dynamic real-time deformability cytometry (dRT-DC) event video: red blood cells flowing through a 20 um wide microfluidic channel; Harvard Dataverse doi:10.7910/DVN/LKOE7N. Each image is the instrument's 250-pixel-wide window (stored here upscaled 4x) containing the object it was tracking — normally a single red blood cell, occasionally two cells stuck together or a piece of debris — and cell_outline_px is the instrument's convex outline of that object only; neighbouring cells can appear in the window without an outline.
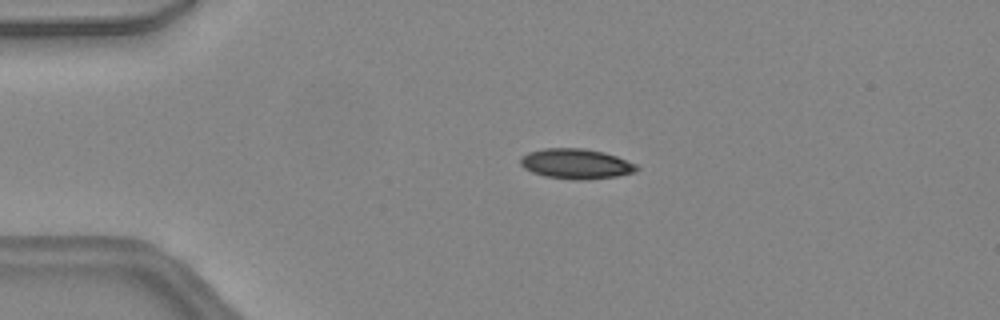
{"species": "common noctule bat (a hibernating species)", "species_latin": "Nyctalus noctula", "temperature_condition": "warm", "stored_images_in_passage": 42, "camera_frame_rate_fps": 3000, "um_per_image_px": 0.085, "animal": {"sex": "female", "body_mass_g": 24.6, "forearm_length_mm": 56.2}, "frame": {"image": 1, "passage_image": 6, "time_ms": 1.667, "image_size_px": [1000, 320], "cell_outline_px": [[640, 168], [636, 172], [616, 176], [580, 180], [576, 180], [544, 176], [532, 172], [524, 168], [520, 164], [520, 156], [528, 152], [544, 148], [584, 148], [604, 152], [616, 156], [636, 164]], "centroid_in_image_um": [48.95, 13.92], "position_along_channel_um": 36.1, "area_um2": 20.46}}
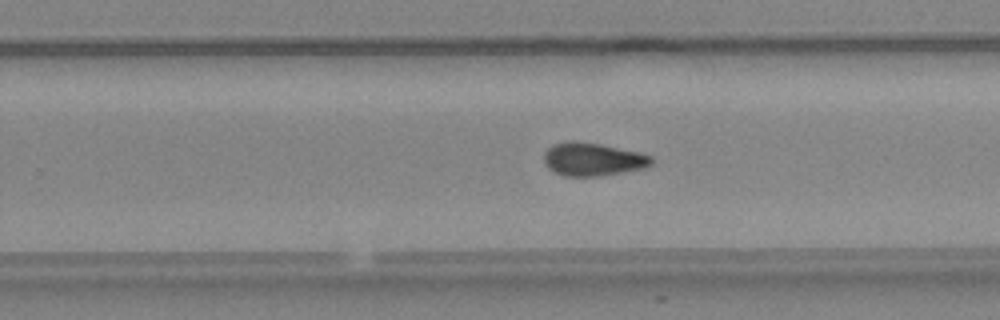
{"frame": {"image": 2, "passage_image": 25, "time_ms": 8.0, "image_size_px": [1000, 320], "cell_outline_px": [[652, 164], [644, 168], [600, 176], [564, 176], [548, 168], [544, 160], [544, 152], [552, 144], [564, 140], [572, 140], [600, 144], [640, 152], [652, 156]], "centroid_in_image_um": [50.37, 13.52], "position_along_channel_um": 279.4, "area_um2": 20.87}}
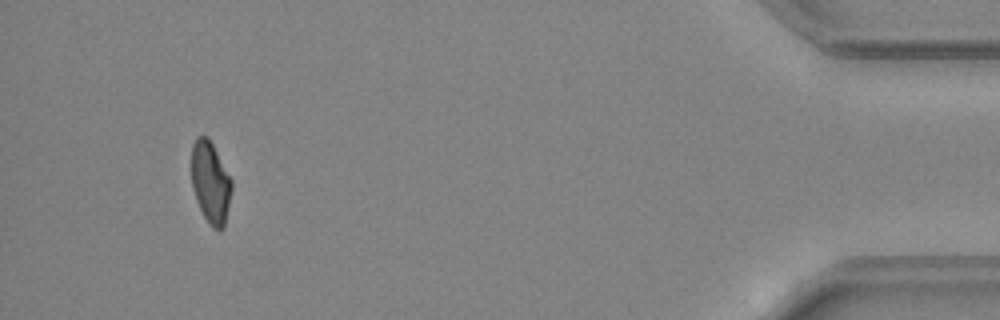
{"frame": {"image": 3, "passage_image": 39, "time_ms": 12.667, "image_size_px": [1000, 320], "cell_outline_px": [[232, 188], [224, 228], [220, 232], [212, 228], [204, 216], [196, 200], [192, 188], [192, 144], [196, 136], [208, 136], [232, 180]], "centroid_in_image_um": [17.89, 15.52], "position_along_channel_um": 417.3, "area_um2": 19.19}, "authors_computed_cell_mechanics": {"area_um2": 20.519, "velocity_mm_per_s": 4.5067, "shape_relaxation_time_tau1_ms": null, "shape_relaxation_time_tau2_ms": 3.5639, "deformation_change_tau1": null, "deformation_change_tau2": 0.0911}}